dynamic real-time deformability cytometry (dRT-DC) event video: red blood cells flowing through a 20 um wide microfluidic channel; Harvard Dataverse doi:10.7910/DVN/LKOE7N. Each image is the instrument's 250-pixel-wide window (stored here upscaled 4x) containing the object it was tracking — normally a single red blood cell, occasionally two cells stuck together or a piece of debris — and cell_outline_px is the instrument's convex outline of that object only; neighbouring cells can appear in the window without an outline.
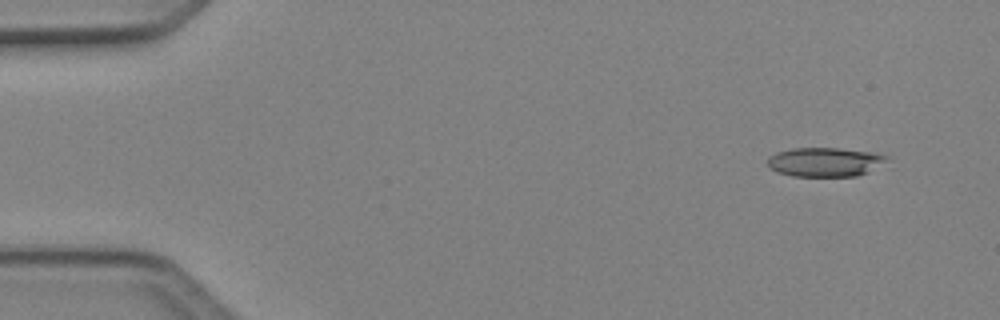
{"species": "Egyptian fruit bat (a non-hibernating species)", "species_latin": "Rousettus aegyptiacus", "temperature_condition": "cold", "stored_images_in_passage": 4, "camera_frame_rate_fps": 3000, "um_per_image_px": 0.085, "animal": {"sex": "female"}, "frame": {"image": 1, "passage_image": 1, "time_ms": 0.0, "image_size_px": [1000, 320], "cell_outline_px": [[892, 168], [856, 176], [792, 176], [776, 172], [768, 168], [768, 156], [776, 152], [792, 148], [840, 148], [876, 152], [892, 156]], "centroid_in_image_um": [70.37, 13.78], "position_along_channel_um": 14.6, "area_um2": 21.68}}
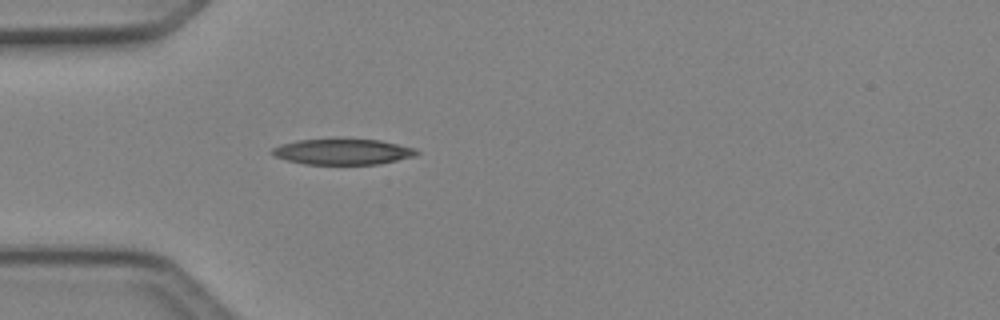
{"frame": {"image": 2, "passage_image": 4, "time_ms": 1.0, "image_size_px": [1000, 320], "cell_outline_px": [[420, 152], [416, 156], [380, 164], [304, 164], [288, 160], [276, 156], [272, 152], [272, 148], [296, 140], [380, 140], [416, 148]], "centroid_in_image_um": [29.21, 12.91], "position_along_channel_um": 55.8, "area_um2": 21.27}}